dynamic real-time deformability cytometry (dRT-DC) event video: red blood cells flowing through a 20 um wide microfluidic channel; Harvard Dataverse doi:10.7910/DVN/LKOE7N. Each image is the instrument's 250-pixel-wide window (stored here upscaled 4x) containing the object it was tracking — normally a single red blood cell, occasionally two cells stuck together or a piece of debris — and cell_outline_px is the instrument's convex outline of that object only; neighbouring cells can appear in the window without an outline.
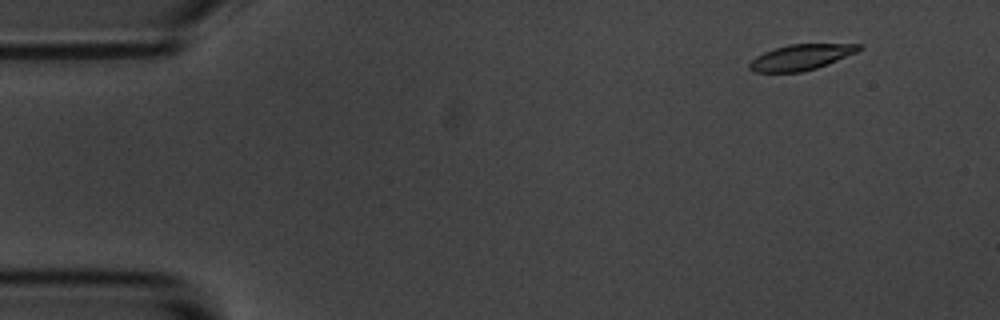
{"species": "common noctule bat (a hibernating species)", "species_latin": "Nyctalus noctula", "temperature_condition": "room temperature", "stored_images_in_passage": 5, "camera_frame_rate_fps": 3000, "um_per_image_px": 0.085, "animal": {"sex": "male", "body_mass_g": 20.1, "forearm_length_mm": 53.5}, "frame": {"image": 1, "passage_image": 2, "time_ms": 1.333, "image_size_px": [1000, 320], "cell_outline_px": [[864, 48], [856, 52], [828, 64], [816, 68], [800, 72], [756, 72], [748, 68], [748, 64], [756, 56], [764, 52], [788, 44], [864, 44]], "centroid_in_image_um": [68.1, 4.86], "position_along_channel_um": 16.9, "area_um2": 16.3}}
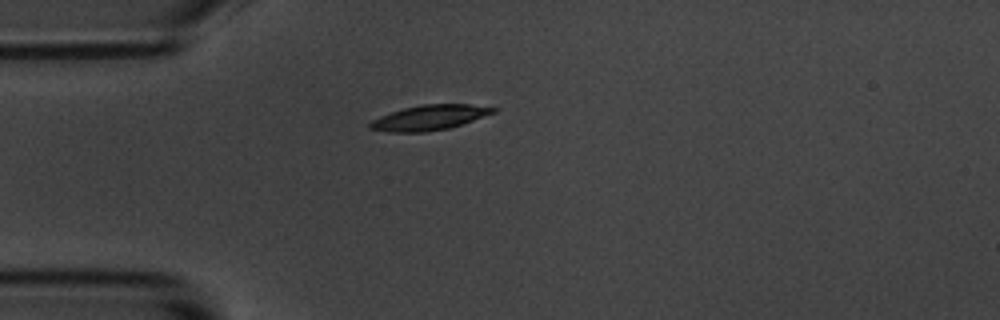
{"frame": {"image": 2, "passage_image": 5, "time_ms": 4.667, "image_size_px": [1000, 320], "cell_outline_px": [[496, 112], [448, 128], [424, 132], [388, 132], [368, 128], [368, 124], [372, 120], [380, 116], [404, 108], [420, 104], [468, 104], [496, 108]], "centroid_in_image_um": [36.45, 9.99], "position_along_channel_um": 48.5, "area_um2": 17.74}}